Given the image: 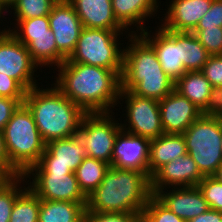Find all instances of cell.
<instances>
[{
    "label": "cell",
    "mask_w": 222,
    "mask_h": 222,
    "mask_svg": "<svg viewBox=\"0 0 222 222\" xmlns=\"http://www.w3.org/2000/svg\"><path fill=\"white\" fill-rule=\"evenodd\" d=\"M151 196V179L145 173L110 166L87 196L86 211L139 214Z\"/></svg>",
    "instance_id": "obj_3"
},
{
    "label": "cell",
    "mask_w": 222,
    "mask_h": 222,
    "mask_svg": "<svg viewBox=\"0 0 222 222\" xmlns=\"http://www.w3.org/2000/svg\"><path fill=\"white\" fill-rule=\"evenodd\" d=\"M23 102L24 99L0 97V132H3L5 125Z\"/></svg>",
    "instance_id": "obj_40"
},
{
    "label": "cell",
    "mask_w": 222,
    "mask_h": 222,
    "mask_svg": "<svg viewBox=\"0 0 222 222\" xmlns=\"http://www.w3.org/2000/svg\"><path fill=\"white\" fill-rule=\"evenodd\" d=\"M85 28L127 32L116 20L112 0H67Z\"/></svg>",
    "instance_id": "obj_21"
},
{
    "label": "cell",
    "mask_w": 222,
    "mask_h": 222,
    "mask_svg": "<svg viewBox=\"0 0 222 222\" xmlns=\"http://www.w3.org/2000/svg\"><path fill=\"white\" fill-rule=\"evenodd\" d=\"M40 198L27 186L16 198L9 222H38Z\"/></svg>",
    "instance_id": "obj_28"
},
{
    "label": "cell",
    "mask_w": 222,
    "mask_h": 222,
    "mask_svg": "<svg viewBox=\"0 0 222 222\" xmlns=\"http://www.w3.org/2000/svg\"><path fill=\"white\" fill-rule=\"evenodd\" d=\"M154 196L186 222L209 209L198 186L161 189Z\"/></svg>",
    "instance_id": "obj_19"
},
{
    "label": "cell",
    "mask_w": 222,
    "mask_h": 222,
    "mask_svg": "<svg viewBox=\"0 0 222 222\" xmlns=\"http://www.w3.org/2000/svg\"><path fill=\"white\" fill-rule=\"evenodd\" d=\"M55 71L52 83L86 113H109L118 107L122 72L75 62H63Z\"/></svg>",
    "instance_id": "obj_1"
},
{
    "label": "cell",
    "mask_w": 222,
    "mask_h": 222,
    "mask_svg": "<svg viewBox=\"0 0 222 222\" xmlns=\"http://www.w3.org/2000/svg\"><path fill=\"white\" fill-rule=\"evenodd\" d=\"M24 177L28 187L41 200L72 201L87 204V197L79 189L75 172L25 173Z\"/></svg>",
    "instance_id": "obj_12"
},
{
    "label": "cell",
    "mask_w": 222,
    "mask_h": 222,
    "mask_svg": "<svg viewBox=\"0 0 222 222\" xmlns=\"http://www.w3.org/2000/svg\"><path fill=\"white\" fill-rule=\"evenodd\" d=\"M210 56L222 55V27H204L192 32Z\"/></svg>",
    "instance_id": "obj_33"
},
{
    "label": "cell",
    "mask_w": 222,
    "mask_h": 222,
    "mask_svg": "<svg viewBox=\"0 0 222 222\" xmlns=\"http://www.w3.org/2000/svg\"><path fill=\"white\" fill-rule=\"evenodd\" d=\"M38 67L27 47L10 31L0 32V75L17 80L28 91L40 85L36 77L40 76L37 73L43 71ZM37 69L39 72H36Z\"/></svg>",
    "instance_id": "obj_10"
},
{
    "label": "cell",
    "mask_w": 222,
    "mask_h": 222,
    "mask_svg": "<svg viewBox=\"0 0 222 222\" xmlns=\"http://www.w3.org/2000/svg\"><path fill=\"white\" fill-rule=\"evenodd\" d=\"M114 114V112L87 113L77 132L88 157L102 160L110 165L115 139L122 130L120 118H117L118 121Z\"/></svg>",
    "instance_id": "obj_8"
},
{
    "label": "cell",
    "mask_w": 222,
    "mask_h": 222,
    "mask_svg": "<svg viewBox=\"0 0 222 222\" xmlns=\"http://www.w3.org/2000/svg\"><path fill=\"white\" fill-rule=\"evenodd\" d=\"M3 137L9 163L21 175L39 162L46 148L32 113L24 104L18 107L5 125Z\"/></svg>",
    "instance_id": "obj_5"
},
{
    "label": "cell",
    "mask_w": 222,
    "mask_h": 222,
    "mask_svg": "<svg viewBox=\"0 0 222 222\" xmlns=\"http://www.w3.org/2000/svg\"><path fill=\"white\" fill-rule=\"evenodd\" d=\"M0 168L9 176L21 175L10 163L7 156L3 132H0Z\"/></svg>",
    "instance_id": "obj_41"
},
{
    "label": "cell",
    "mask_w": 222,
    "mask_h": 222,
    "mask_svg": "<svg viewBox=\"0 0 222 222\" xmlns=\"http://www.w3.org/2000/svg\"><path fill=\"white\" fill-rule=\"evenodd\" d=\"M187 154L183 134L163 133L150 142L149 178L164 164Z\"/></svg>",
    "instance_id": "obj_22"
},
{
    "label": "cell",
    "mask_w": 222,
    "mask_h": 222,
    "mask_svg": "<svg viewBox=\"0 0 222 222\" xmlns=\"http://www.w3.org/2000/svg\"><path fill=\"white\" fill-rule=\"evenodd\" d=\"M204 176L199 171L196 162L187 153L164 164L151 177V192L167 188L197 186Z\"/></svg>",
    "instance_id": "obj_16"
},
{
    "label": "cell",
    "mask_w": 222,
    "mask_h": 222,
    "mask_svg": "<svg viewBox=\"0 0 222 222\" xmlns=\"http://www.w3.org/2000/svg\"><path fill=\"white\" fill-rule=\"evenodd\" d=\"M212 85L201 71H188L174 84V90L189 99L201 111L207 105Z\"/></svg>",
    "instance_id": "obj_25"
},
{
    "label": "cell",
    "mask_w": 222,
    "mask_h": 222,
    "mask_svg": "<svg viewBox=\"0 0 222 222\" xmlns=\"http://www.w3.org/2000/svg\"><path fill=\"white\" fill-rule=\"evenodd\" d=\"M109 168L110 164L102 160L91 157L83 159L82 163L77 167L75 174L79 189L86 197L102 182Z\"/></svg>",
    "instance_id": "obj_26"
},
{
    "label": "cell",
    "mask_w": 222,
    "mask_h": 222,
    "mask_svg": "<svg viewBox=\"0 0 222 222\" xmlns=\"http://www.w3.org/2000/svg\"><path fill=\"white\" fill-rule=\"evenodd\" d=\"M6 30H7V29L4 27V29H3V30H1V29H0V32H2V31H6Z\"/></svg>",
    "instance_id": "obj_48"
},
{
    "label": "cell",
    "mask_w": 222,
    "mask_h": 222,
    "mask_svg": "<svg viewBox=\"0 0 222 222\" xmlns=\"http://www.w3.org/2000/svg\"><path fill=\"white\" fill-rule=\"evenodd\" d=\"M86 205L40 199L38 222H85Z\"/></svg>",
    "instance_id": "obj_24"
},
{
    "label": "cell",
    "mask_w": 222,
    "mask_h": 222,
    "mask_svg": "<svg viewBox=\"0 0 222 222\" xmlns=\"http://www.w3.org/2000/svg\"><path fill=\"white\" fill-rule=\"evenodd\" d=\"M50 85L47 88L42 84L28 90L23 102L32 113L37 129L46 144L52 140L77 135L87 114L53 83Z\"/></svg>",
    "instance_id": "obj_2"
},
{
    "label": "cell",
    "mask_w": 222,
    "mask_h": 222,
    "mask_svg": "<svg viewBox=\"0 0 222 222\" xmlns=\"http://www.w3.org/2000/svg\"><path fill=\"white\" fill-rule=\"evenodd\" d=\"M159 3V0H112V10L118 23L134 35L150 28L145 25V21L159 14Z\"/></svg>",
    "instance_id": "obj_20"
},
{
    "label": "cell",
    "mask_w": 222,
    "mask_h": 222,
    "mask_svg": "<svg viewBox=\"0 0 222 222\" xmlns=\"http://www.w3.org/2000/svg\"><path fill=\"white\" fill-rule=\"evenodd\" d=\"M201 72L211 83L212 87H222V55L209 56Z\"/></svg>",
    "instance_id": "obj_35"
},
{
    "label": "cell",
    "mask_w": 222,
    "mask_h": 222,
    "mask_svg": "<svg viewBox=\"0 0 222 222\" xmlns=\"http://www.w3.org/2000/svg\"><path fill=\"white\" fill-rule=\"evenodd\" d=\"M15 37L27 47L32 60L39 66L40 69L43 67H49V71L51 69L53 70V68L55 70L66 60V58L57 50L55 36L53 33L50 35L41 36Z\"/></svg>",
    "instance_id": "obj_23"
},
{
    "label": "cell",
    "mask_w": 222,
    "mask_h": 222,
    "mask_svg": "<svg viewBox=\"0 0 222 222\" xmlns=\"http://www.w3.org/2000/svg\"><path fill=\"white\" fill-rule=\"evenodd\" d=\"M49 27L55 36L57 50L68 59L74 51L83 28L73 6L66 1H58L52 8Z\"/></svg>",
    "instance_id": "obj_15"
},
{
    "label": "cell",
    "mask_w": 222,
    "mask_h": 222,
    "mask_svg": "<svg viewBox=\"0 0 222 222\" xmlns=\"http://www.w3.org/2000/svg\"><path fill=\"white\" fill-rule=\"evenodd\" d=\"M27 90L15 79L0 75V97L25 99Z\"/></svg>",
    "instance_id": "obj_37"
},
{
    "label": "cell",
    "mask_w": 222,
    "mask_h": 222,
    "mask_svg": "<svg viewBox=\"0 0 222 222\" xmlns=\"http://www.w3.org/2000/svg\"><path fill=\"white\" fill-rule=\"evenodd\" d=\"M26 185L24 175L9 177L0 185V222H9L15 200Z\"/></svg>",
    "instance_id": "obj_29"
},
{
    "label": "cell",
    "mask_w": 222,
    "mask_h": 222,
    "mask_svg": "<svg viewBox=\"0 0 222 222\" xmlns=\"http://www.w3.org/2000/svg\"><path fill=\"white\" fill-rule=\"evenodd\" d=\"M187 222H222V212L209 208L203 214H200Z\"/></svg>",
    "instance_id": "obj_42"
},
{
    "label": "cell",
    "mask_w": 222,
    "mask_h": 222,
    "mask_svg": "<svg viewBox=\"0 0 222 222\" xmlns=\"http://www.w3.org/2000/svg\"><path fill=\"white\" fill-rule=\"evenodd\" d=\"M121 101L122 103H120ZM123 103L126 105L125 109L123 107L126 117H123V119L125 118L124 123L122 120L120 122L122 130L150 140L156 139L164 133L159 100L137 96L131 91L121 90L118 106Z\"/></svg>",
    "instance_id": "obj_9"
},
{
    "label": "cell",
    "mask_w": 222,
    "mask_h": 222,
    "mask_svg": "<svg viewBox=\"0 0 222 222\" xmlns=\"http://www.w3.org/2000/svg\"><path fill=\"white\" fill-rule=\"evenodd\" d=\"M209 56L193 33L180 32V59L186 72L201 71Z\"/></svg>",
    "instance_id": "obj_27"
},
{
    "label": "cell",
    "mask_w": 222,
    "mask_h": 222,
    "mask_svg": "<svg viewBox=\"0 0 222 222\" xmlns=\"http://www.w3.org/2000/svg\"><path fill=\"white\" fill-rule=\"evenodd\" d=\"M7 13H8V12H7V10L5 9V7L0 3V21L3 22L4 18H5V19L7 18V17H5V14H6V16H8ZM2 18H3V20H2ZM2 22H0L1 25H2Z\"/></svg>",
    "instance_id": "obj_45"
},
{
    "label": "cell",
    "mask_w": 222,
    "mask_h": 222,
    "mask_svg": "<svg viewBox=\"0 0 222 222\" xmlns=\"http://www.w3.org/2000/svg\"><path fill=\"white\" fill-rule=\"evenodd\" d=\"M85 157L87 150L77 135L52 140L46 144L39 162L26 173H74Z\"/></svg>",
    "instance_id": "obj_11"
},
{
    "label": "cell",
    "mask_w": 222,
    "mask_h": 222,
    "mask_svg": "<svg viewBox=\"0 0 222 222\" xmlns=\"http://www.w3.org/2000/svg\"><path fill=\"white\" fill-rule=\"evenodd\" d=\"M151 140L121 130L115 139L111 167L136 170L149 177V151Z\"/></svg>",
    "instance_id": "obj_14"
},
{
    "label": "cell",
    "mask_w": 222,
    "mask_h": 222,
    "mask_svg": "<svg viewBox=\"0 0 222 222\" xmlns=\"http://www.w3.org/2000/svg\"><path fill=\"white\" fill-rule=\"evenodd\" d=\"M17 0H0V3L5 7V9L8 11L13 4L16 2Z\"/></svg>",
    "instance_id": "obj_44"
},
{
    "label": "cell",
    "mask_w": 222,
    "mask_h": 222,
    "mask_svg": "<svg viewBox=\"0 0 222 222\" xmlns=\"http://www.w3.org/2000/svg\"><path fill=\"white\" fill-rule=\"evenodd\" d=\"M128 36V37H127ZM121 90L161 100L174 90L175 82L164 72L154 49L139 35H126Z\"/></svg>",
    "instance_id": "obj_4"
},
{
    "label": "cell",
    "mask_w": 222,
    "mask_h": 222,
    "mask_svg": "<svg viewBox=\"0 0 222 222\" xmlns=\"http://www.w3.org/2000/svg\"><path fill=\"white\" fill-rule=\"evenodd\" d=\"M213 0H171L164 18L160 19L163 29L174 32L192 33L201 18L210 9Z\"/></svg>",
    "instance_id": "obj_18"
},
{
    "label": "cell",
    "mask_w": 222,
    "mask_h": 222,
    "mask_svg": "<svg viewBox=\"0 0 222 222\" xmlns=\"http://www.w3.org/2000/svg\"><path fill=\"white\" fill-rule=\"evenodd\" d=\"M187 153L203 176H213L222 165V117L203 116L183 133Z\"/></svg>",
    "instance_id": "obj_7"
},
{
    "label": "cell",
    "mask_w": 222,
    "mask_h": 222,
    "mask_svg": "<svg viewBox=\"0 0 222 222\" xmlns=\"http://www.w3.org/2000/svg\"><path fill=\"white\" fill-rule=\"evenodd\" d=\"M213 177H215L218 181L222 183V165L217 169Z\"/></svg>",
    "instance_id": "obj_46"
},
{
    "label": "cell",
    "mask_w": 222,
    "mask_h": 222,
    "mask_svg": "<svg viewBox=\"0 0 222 222\" xmlns=\"http://www.w3.org/2000/svg\"><path fill=\"white\" fill-rule=\"evenodd\" d=\"M222 27V0H213L210 9L201 18L194 30H202L204 27Z\"/></svg>",
    "instance_id": "obj_38"
},
{
    "label": "cell",
    "mask_w": 222,
    "mask_h": 222,
    "mask_svg": "<svg viewBox=\"0 0 222 222\" xmlns=\"http://www.w3.org/2000/svg\"><path fill=\"white\" fill-rule=\"evenodd\" d=\"M197 186L209 208L222 212V183L213 176H204Z\"/></svg>",
    "instance_id": "obj_32"
},
{
    "label": "cell",
    "mask_w": 222,
    "mask_h": 222,
    "mask_svg": "<svg viewBox=\"0 0 222 222\" xmlns=\"http://www.w3.org/2000/svg\"><path fill=\"white\" fill-rule=\"evenodd\" d=\"M136 214L86 211L85 222H135Z\"/></svg>",
    "instance_id": "obj_36"
},
{
    "label": "cell",
    "mask_w": 222,
    "mask_h": 222,
    "mask_svg": "<svg viewBox=\"0 0 222 222\" xmlns=\"http://www.w3.org/2000/svg\"><path fill=\"white\" fill-rule=\"evenodd\" d=\"M126 34L131 35L123 31L83 27L74 51L64 62L83 63L122 72L124 43H121L120 35L123 38Z\"/></svg>",
    "instance_id": "obj_6"
},
{
    "label": "cell",
    "mask_w": 222,
    "mask_h": 222,
    "mask_svg": "<svg viewBox=\"0 0 222 222\" xmlns=\"http://www.w3.org/2000/svg\"><path fill=\"white\" fill-rule=\"evenodd\" d=\"M9 176L0 168V185L5 182Z\"/></svg>",
    "instance_id": "obj_47"
},
{
    "label": "cell",
    "mask_w": 222,
    "mask_h": 222,
    "mask_svg": "<svg viewBox=\"0 0 222 222\" xmlns=\"http://www.w3.org/2000/svg\"><path fill=\"white\" fill-rule=\"evenodd\" d=\"M57 2V0H17L7 12L11 13L13 19L43 17L50 14Z\"/></svg>",
    "instance_id": "obj_30"
},
{
    "label": "cell",
    "mask_w": 222,
    "mask_h": 222,
    "mask_svg": "<svg viewBox=\"0 0 222 222\" xmlns=\"http://www.w3.org/2000/svg\"><path fill=\"white\" fill-rule=\"evenodd\" d=\"M15 23L9 24L7 30L10 31L14 36H41L50 35L52 33L49 27L48 15L43 17H35L32 19H13ZM14 25L12 29L11 25ZM16 24V26H15ZM17 28V29H16Z\"/></svg>",
    "instance_id": "obj_31"
},
{
    "label": "cell",
    "mask_w": 222,
    "mask_h": 222,
    "mask_svg": "<svg viewBox=\"0 0 222 222\" xmlns=\"http://www.w3.org/2000/svg\"><path fill=\"white\" fill-rule=\"evenodd\" d=\"M143 213L152 222H186L163 205L154 195L149 198Z\"/></svg>",
    "instance_id": "obj_34"
},
{
    "label": "cell",
    "mask_w": 222,
    "mask_h": 222,
    "mask_svg": "<svg viewBox=\"0 0 222 222\" xmlns=\"http://www.w3.org/2000/svg\"><path fill=\"white\" fill-rule=\"evenodd\" d=\"M159 24L155 32L148 28L139 35L154 49L164 72L176 82L186 73L180 59V32L163 29Z\"/></svg>",
    "instance_id": "obj_13"
},
{
    "label": "cell",
    "mask_w": 222,
    "mask_h": 222,
    "mask_svg": "<svg viewBox=\"0 0 222 222\" xmlns=\"http://www.w3.org/2000/svg\"><path fill=\"white\" fill-rule=\"evenodd\" d=\"M135 222H152L144 213L136 214Z\"/></svg>",
    "instance_id": "obj_43"
},
{
    "label": "cell",
    "mask_w": 222,
    "mask_h": 222,
    "mask_svg": "<svg viewBox=\"0 0 222 222\" xmlns=\"http://www.w3.org/2000/svg\"><path fill=\"white\" fill-rule=\"evenodd\" d=\"M159 108L166 134H183L202 115L197 106L175 90L159 100Z\"/></svg>",
    "instance_id": "obj_17"
},
{
    "label": "cell",
    "mask_w": 222,
    "mask_h": 222,
    "mask_svg": "<svg viewBox=\"0 0 222 222\" xmlns=\"http://www.w3.org/2000/svg\"><path fill=\"white\" fill-rule=\"evenodd\" d=\"M203 116L222 117V87H212L205 108L201 111Z\"/></svg>",
    "instance_id": "obj_39"
}]
</instances>
